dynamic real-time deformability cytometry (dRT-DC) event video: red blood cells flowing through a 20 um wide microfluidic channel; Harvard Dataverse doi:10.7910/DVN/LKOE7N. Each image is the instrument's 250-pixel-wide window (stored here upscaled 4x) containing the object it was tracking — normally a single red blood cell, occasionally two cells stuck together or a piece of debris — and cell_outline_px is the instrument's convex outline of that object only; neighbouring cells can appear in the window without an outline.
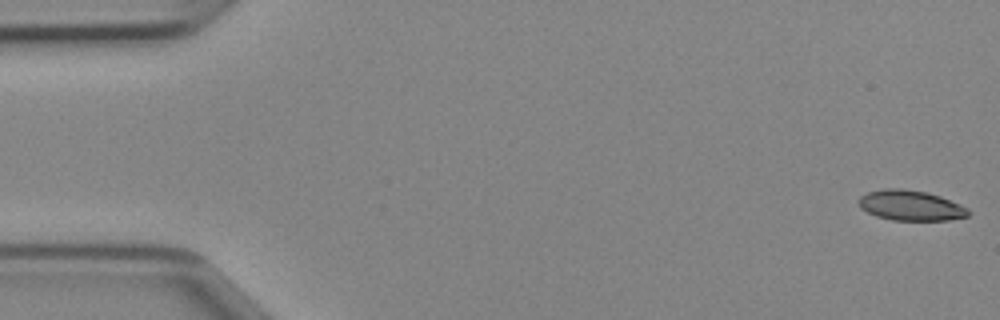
{"species": "Egyptian fruit bat (a non-hibernating species)", "species_latin": "Rousettus aegyptiacus", "temperature_condition": "cold", "stored_images_in_passage": 46, "camera_frame_rate_fps": 3000, "um_per_image_px": 0.085, "animal": {"sex": "female"}, "frame": {"image": 1, "passage_image": 1, "time_ms": 0.0, "image_size_px": [1000, 320], "cell_outline_px": [[968, 216], [948, 220], [892, 220], [876, 216], [860, 208], [860, 196], [868, 192], [884, 188], [904, 188], [928, 192], [940, 196], [960, 204], [968, 208]], "centroid_in_image_um": [77.4, 17.45], "position_along_channel_um": 7.6, "area_um2": 19.31}}
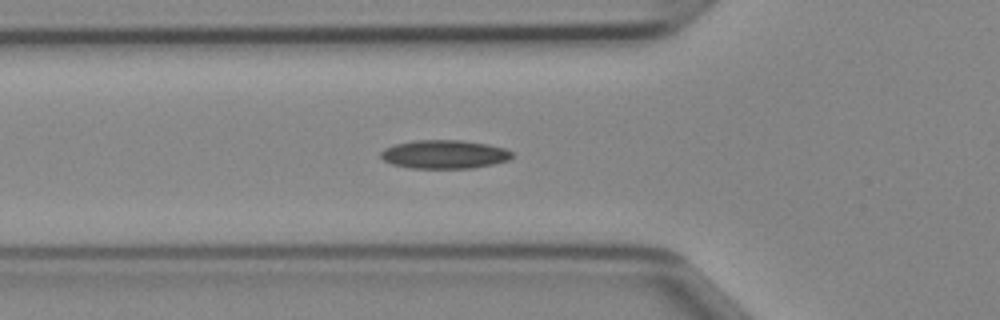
{"frame": {"image": 2, "passage_image": 16, "time_ms": 5.0, "image_size_px": [1000, 320], "cell_outline_px": [[512, 156], [508, 160], [492, 164], [472, 168], [412, 168], [392, 164], [384, 160], [380, 156], [380, 152], [384, 148], [392, 144], [416, 140], [460, 140], [488, 144], [504, 148], [512, 152]], "centroid_in_image_um": [37.73, 13.11], "position_along_channel_um": 88.1, "area_um2": 21.85}}
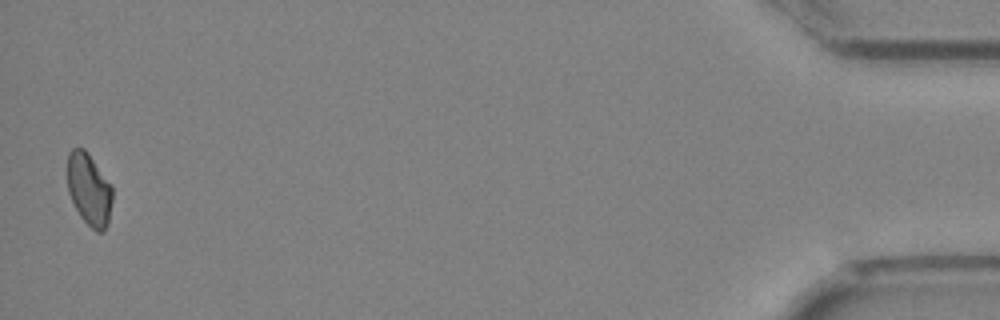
{"frame": {"image": 3, "passage_image": 46, "time_ms": 15.0, "image_size_px": [1000, 320], "cell_outline_px": [[112, 200], [108, 224], [104, 232], [96, 232], [80, 216], [68, 192], [68, 152], [72, 148], [84, 148], [88, 152], [112, 184]], "centroid_in_image_um": [7.59, 16.09], "position_along_channel_um": 427.6, "area_um2": 19.07}}